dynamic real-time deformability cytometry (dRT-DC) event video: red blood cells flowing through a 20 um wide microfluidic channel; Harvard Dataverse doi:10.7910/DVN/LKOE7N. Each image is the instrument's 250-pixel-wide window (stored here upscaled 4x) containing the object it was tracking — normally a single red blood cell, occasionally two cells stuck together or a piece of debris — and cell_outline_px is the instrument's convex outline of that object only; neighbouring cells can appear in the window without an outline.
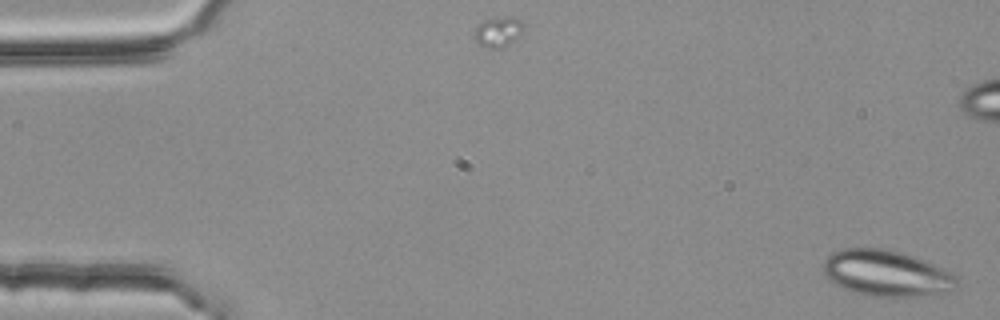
{"species": "common noctule bat (a hibernating species)", "species_latin": "Nyctalus noctula", "temperature_condition": "room temperature", "stored_images_in_passage": 5, "camera_frame_rate_fps": 3000, "um_per_image_px": 0.085, "animal": {"sex": "female", "body_mass_g": 25.1}, "frame": {"image": 1, "passage_image": 1, "time_ms": 0.0, "image_size_px": [1000, 320], "cell_outline_px": [[956, 288], [952, 292], [932, 296], [876, 296], [856, 292], [844, 288], [828, 280], [824, 272], [824, 260], [832, 252], [840, 248], [884, 248], [916, 256], [952, 272], [956, 276]], "centroid_in_image_um": [75.4, 23.22], "position_along_channel_um": 9.6, "area_um2": 36.13}}